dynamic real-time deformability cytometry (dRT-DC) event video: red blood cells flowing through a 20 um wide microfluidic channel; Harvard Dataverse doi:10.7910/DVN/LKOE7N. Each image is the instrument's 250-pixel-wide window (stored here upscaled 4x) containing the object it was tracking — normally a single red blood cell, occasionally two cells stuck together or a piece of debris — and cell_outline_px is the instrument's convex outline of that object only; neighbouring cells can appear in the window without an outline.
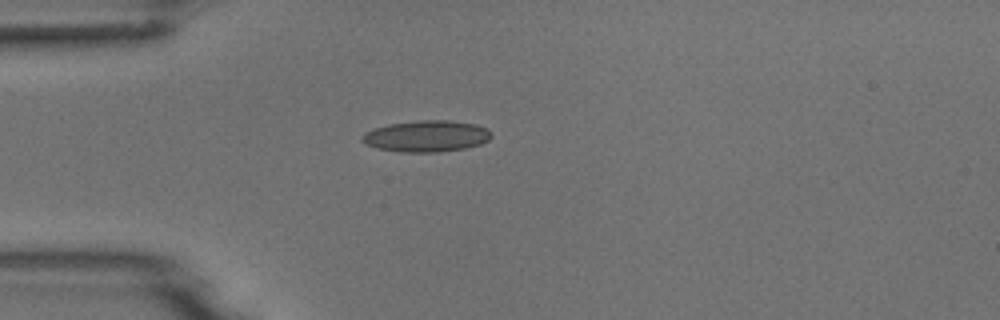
{"species": "common noctule bat (a hibernating species)", "species_latin": "Nyctalus noctula", "temperature_condition": "room temperature", "stored_images_in_passage": 3, "camera_frame_rate_fps": 3000, "um_per_image_px": 0.085, "animal": {"sex": "male", "body_mass_g": 18.8}, "frame": {"image": 1, "passage_image": 1, "time_ms": 0.0, "image_size_px": [1000, 320], "cell_outline_px": [[492, 136], [488, 140], [480, 144], [464, 148], [440, 152], [400, 152], [376, 148], [364, 144], [360, 140], [360, 136], [364, 132], [388, 124], [420, 120], [452, 120], [476, 124], [488, 128], [492, 132]], "centroid_in_image_um": [36.24, 11.57], "position_along_channel_um": 48.8, "area_um2": 23.93}}